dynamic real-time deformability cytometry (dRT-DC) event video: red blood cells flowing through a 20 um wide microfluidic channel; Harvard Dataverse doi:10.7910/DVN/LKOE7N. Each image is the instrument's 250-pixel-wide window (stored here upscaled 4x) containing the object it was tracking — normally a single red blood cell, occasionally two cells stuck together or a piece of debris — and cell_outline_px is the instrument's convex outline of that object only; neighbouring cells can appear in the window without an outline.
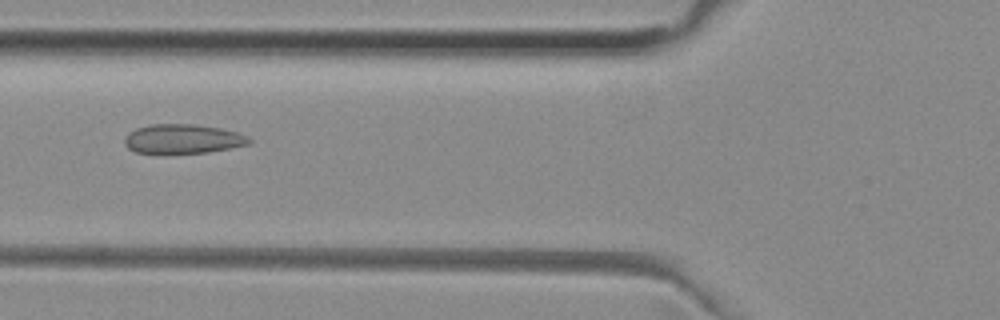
{"species": "common noctule bat (a hibernating species)", "species_latin": "Nyctalus noctula", "temperature_condition": "room temperature", "stored_images_in_passage": 39, "camera_frame_rate_fps": 3000, "um_per_image_px": 0.085, "animal": {"sex": "female", "body_mass_g": 29.2, "forearm_length_mm": 56.3}, "frame": {"image": 1, "passage_image": 7, "time_ms": 2.0, "image_size_px": [1000, 320], "cell_outline_px": [[252, 140], [248, 144], [208, 152], [136, 152], [128, 148], [124, 144], [124, 140], [128, 132], [136, 128], [152, 124], [192, 124], [220, 128], [236, 132], [248, 136]], "centroid_in_image_um": [15.52, 11.79], "position_along_channel_um": 110.3, "area_um2": 20.87}}
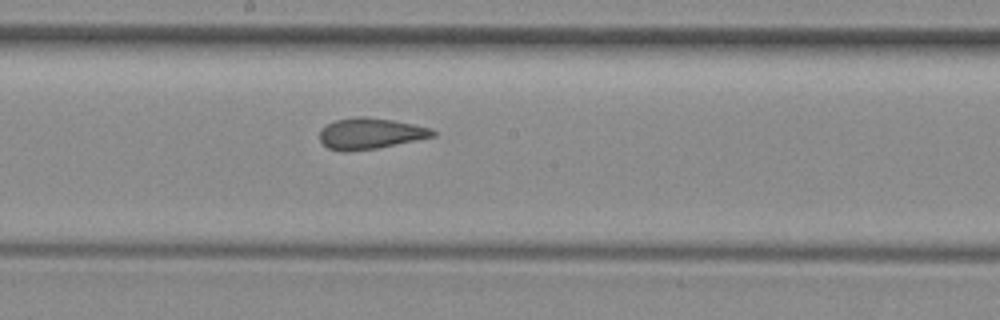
{"frame": {"image": 2, "passage_image": 15, "time_ms": 4.667, "image_size_px": [1000, 320], "cell_outline_px": [[436, 136], [376, 148], [344, 152], [328, 148], [320, 140], [320, 132], [328, 124], [336, 120], [356, 116], [364, 116], [392, 120], [432, 128], [436, 132]], "centroid_in_image_um": [31.49, 11.34], "position_along_channel_um": 216.7, "area_um2": 20.23}}
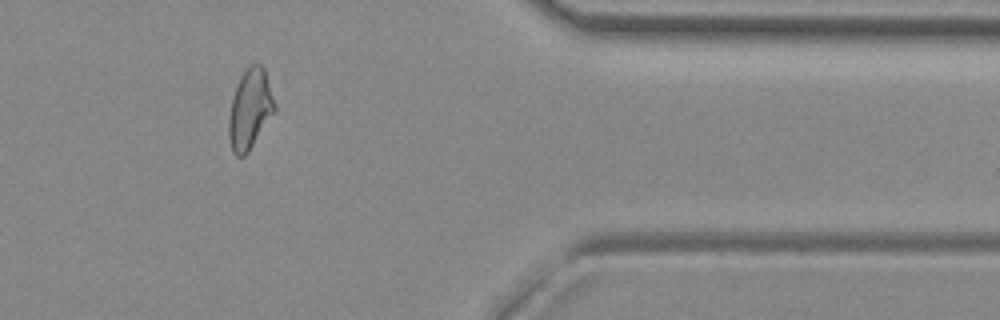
{"frame": {"image": 3, "passage_image": 30, "time_ms": 9.667, "image_size_px": [1000, 320], "cell_outline_px": [[276, 112], [248, 152], [244, 156], [236, 156], [232, 152], [228, 140], [228, 120], [232, 100], [240, 76], [252, 64], [260, 64], [264, 68], [276, 104]], "centroid_in_image_um": [21.26, 9.33], "position_along_channel_um": 390.1, "area_um2": 21.44}, "authors_computed_cell_mechanics": {"area_um2": 20.8658, "velocity_mm_per_s": 3.9803, "shape_relaxation_time_tau1_ms": null, "shape_relaxation_time_tau2_ms": 1.6585, "deformation_change_tau1": null, "deformation_change_tau2": 0.0749}}